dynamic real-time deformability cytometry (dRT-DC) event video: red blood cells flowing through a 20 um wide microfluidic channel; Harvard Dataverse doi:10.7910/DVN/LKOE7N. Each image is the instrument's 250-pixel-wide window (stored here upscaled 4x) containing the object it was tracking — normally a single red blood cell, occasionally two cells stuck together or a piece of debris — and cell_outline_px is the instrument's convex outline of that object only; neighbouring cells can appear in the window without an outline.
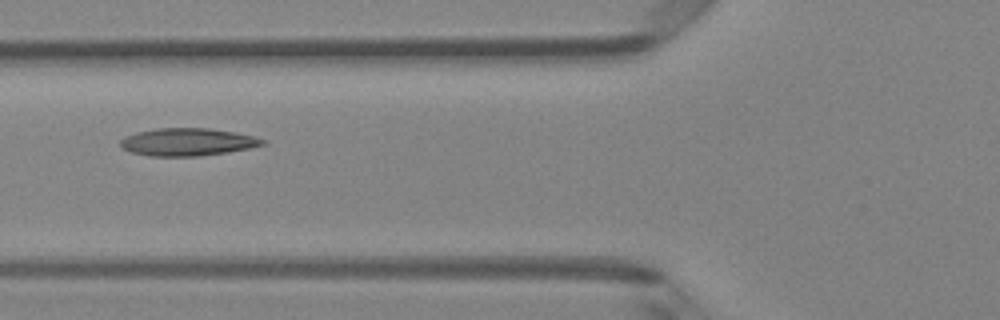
{"species": "Egyptian fruit bat (a non-hibernating species)", "species_latin": "Rousettus aegyptiacus", "temperature_condition": "room temperature", "stored_images_in_passage": 6, "camera_frame_rate_fps": 3000, "um_per_image_px": 0.085, "animal": {"sex": "female"}, "frame": {"image": 1, "passage_image": 5, "time_ms": 1.333, "image_size_px": [1000, 320], "cell_outline_px": [[264, 144], [248, 148], [228, 152], [200, 156], [148, 156], [132, 152], [124, 148], [120, 144], [120, 140], [124, 136], [136, 132], [156, 128], [208, 128], [236, 132], [252, 136], [264, 140]], "centroid_in_image_um": [15.9, 12.06], "position_along_channel_um": 109.9, "area_um2": 22.77}}
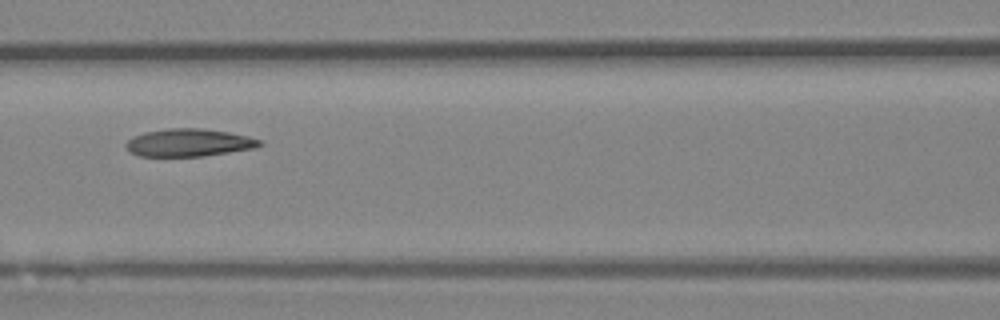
{"frame": {"image": 2, "passage_image": 6, "time_ms": 1.667, "image_size_px": [1000, 320], "cell_outline_px": [[264, 144], [256, 148], [204, 156], [140, 156], [132, 152], [124, 144], [132, 136], [144, 132], [168, 128], [200, 128], [228, 132], [248, 136], [260, 140]], "centroid_in_image_um": [16.07, 12.12], "position_along_channel_um": 150.5, "area_um2": 21.56}}